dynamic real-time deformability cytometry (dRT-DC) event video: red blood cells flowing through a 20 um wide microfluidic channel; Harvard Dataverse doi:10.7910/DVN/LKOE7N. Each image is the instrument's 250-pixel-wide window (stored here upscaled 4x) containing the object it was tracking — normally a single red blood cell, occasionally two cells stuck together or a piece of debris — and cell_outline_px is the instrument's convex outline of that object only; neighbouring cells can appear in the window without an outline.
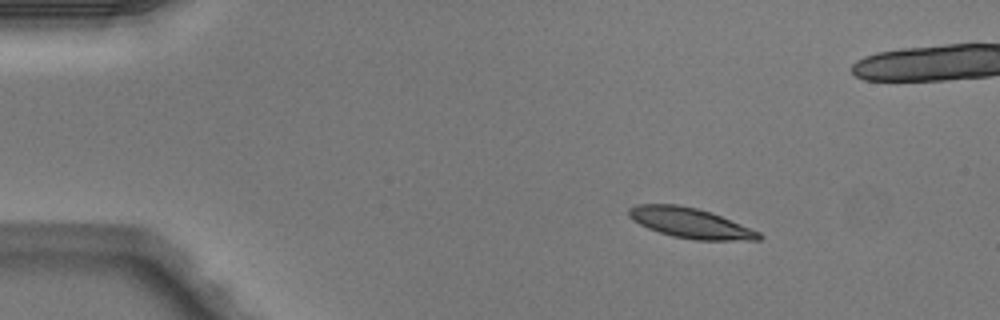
{"species": "Egyptian fruit bat (a non-hibernating species)", "species_latin": "Rousettus aegyptiacus", "temperature_condition": "warm", "stored_images_in_passage": 5, "camera_frame_rate_fps": 3000, "um_per_image_px": 0.085, "animal": {"sex": "male"}, "frame": {"image": 1, "passage_image": 2, "time_ms": 0.333, "image_size_px": [1000, 320], "cell_outline_px": [[764, 236], [760, 240], [696, 240], [672, 236], [648, 228], [632, 220], [628, 216], [628, 208], [636, 204], [676, 204], [696, 208], [712, 212], [760, 232]], "centroid_in_image_um": [58.68, 18.95], "position_along_channel_um": 26.3, "area_um2": 22.89}}